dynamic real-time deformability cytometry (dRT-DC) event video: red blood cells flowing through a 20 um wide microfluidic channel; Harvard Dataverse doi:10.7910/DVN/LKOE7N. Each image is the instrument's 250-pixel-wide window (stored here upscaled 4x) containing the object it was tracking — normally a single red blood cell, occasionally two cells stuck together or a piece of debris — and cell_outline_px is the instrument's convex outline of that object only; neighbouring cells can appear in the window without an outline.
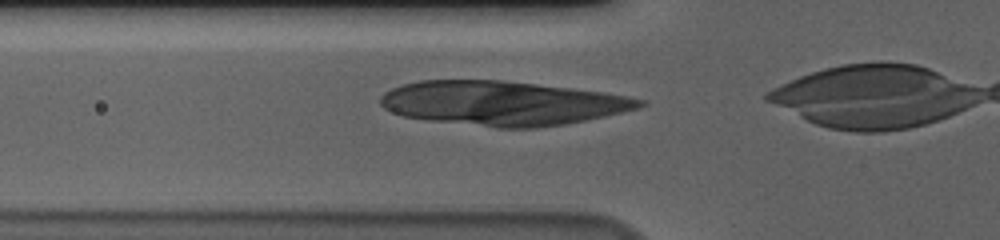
{"species": "human", "species_latin": "Homo sapiens", "temperature_condition": "cold", "stored_images_in_passage": 27, "camera_frame_rate_fps": 3000, "um_per_image_px": 0.085, "donor": {"sex": "male"}, "frame": {"image": 1, "passage_image": 2, "time_ms": 0.333, "image_size_px": [1000, 240], "cell_outline_px": [[648, 104], [636, 108], [604, 116], [564, 124], [536, 128], [496, 128], [428, 120], [404, 116], [392, 112], [384, 108], [380, 104], [380, 96], [384, 92], [392, 88], [404, 84], [420, 80], [500, 80], [572, 88], [604, 92], [644, 100]], "centroid_in_image_um": [42.66, 8.77], "position_along_channel_um": 83.1, "area_um2": 66.64}}
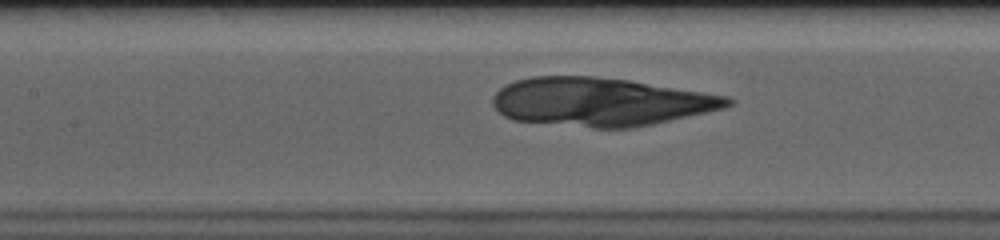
{"frame": {"image": 2, "passage_image": 8, "time_ms": 2.333, "image_size_px": [1000, 240], "cell_outline_px": [[732, 104], [724, 108], [652, 124], [632, 128], [592, 128], [512, 120], [504, 116], [492, 104], [492, 96], [500, 88], [516, 80], [532, 76], [592, 76], [628, 80], [728, 96], [732, 100]], "centroid_in_image_um": [51.0, 8.66], "position_along_channel_um": 156.4, "area_um2": 66.01}}
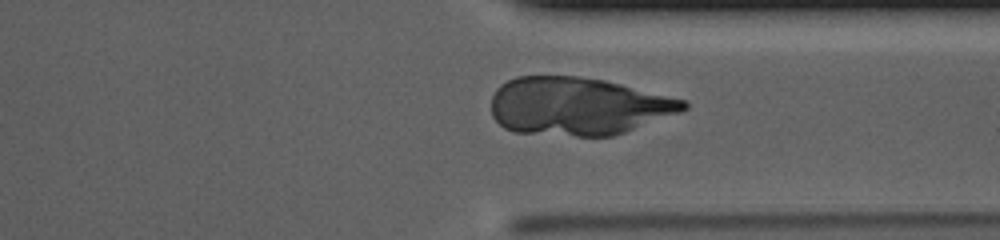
{"frame": {"image": 3, "passage_image": 25, "time_ms": 8.0, "image_size_px": [1000, 240], "cell_outline_px": [[688, 108], [680, 112], [624, 132], [612, 136], [576, 136], [516, 132], [504, 128], [492, 116], [492, 96], [496, 88], [500, 84], [516, 76], [580, 76], [604, 80], [688, 100]], "centroid_in_image_um": [49.12, 9.02], "position_along_channel_um": 362.3, "area_um2": 64.97}}